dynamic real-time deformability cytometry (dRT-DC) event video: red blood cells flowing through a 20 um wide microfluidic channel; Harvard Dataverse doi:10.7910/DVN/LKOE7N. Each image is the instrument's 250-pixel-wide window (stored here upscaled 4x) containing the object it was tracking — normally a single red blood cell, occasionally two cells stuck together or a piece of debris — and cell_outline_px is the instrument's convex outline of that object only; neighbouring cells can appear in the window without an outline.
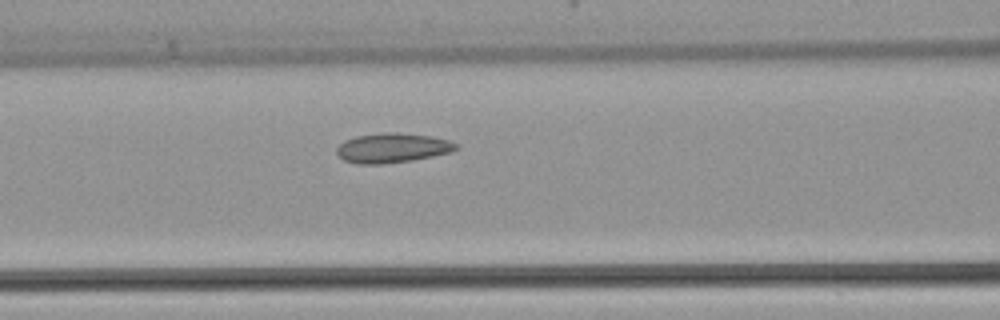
{"species": "common noctule bat (a hibernating species)", "species_latin": "Nyctalus noctula", "temperature_condition": "warm", "stored_images_in_passage": 7, "segment_of_instrument_passage": [1, 2], "camera_frame_rate_fps": 3000, "um_per_image_px": 0.085, "animal": {"sex": "female", "body_mass_g": 22.7, "forearm_length_mm": 54.2}, "frame": {"image": 1, "passage_image": 6, "time_ms": 1.667, "image_size_px": [1000, 320], "cell_outline_px": [[460, 148], [452, 152], [412, 160], [380, 164], [356, 164], [344, 160], [336, 152], [336, 148], [344, 140], [356, 136], [388, 132], [396, 132], [432, 136], [448, 140], [460, 144]], "centroid_in_image_um": [33.38, 12.57], "position_along_channel_um": 133.2, "area_um2": 20.69}}